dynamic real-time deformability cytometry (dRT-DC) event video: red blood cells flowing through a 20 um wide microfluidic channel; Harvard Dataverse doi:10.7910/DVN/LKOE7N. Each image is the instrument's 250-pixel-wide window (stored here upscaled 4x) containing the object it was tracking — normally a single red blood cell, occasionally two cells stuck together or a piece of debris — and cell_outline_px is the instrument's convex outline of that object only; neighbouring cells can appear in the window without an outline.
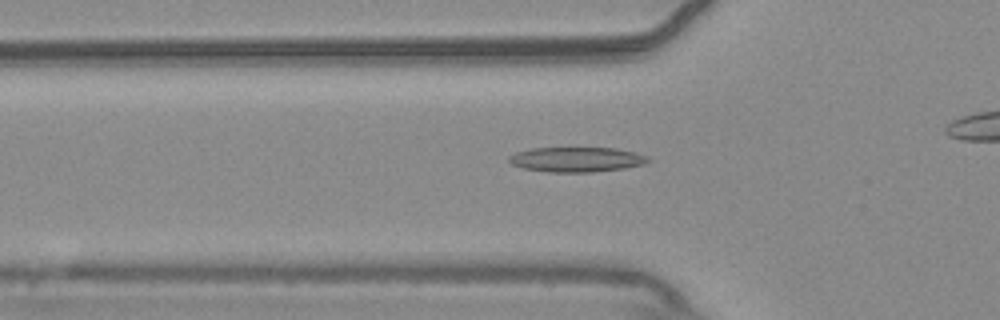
{"species": "common noctule bat (a hibernating species)", "species_latin": "Nyctalus noctula", "temperature_condition": "warm", "stored_images_in_passage": 45, "camera_frame_rate_fps": 3000, "um_per_image_px": 0.085, "animal": {"sex": "male", "body_mass_g": 20.4}, "frame": {"image": 1, "passage_image": 18, "time_ms": 5.667, "image_size_px": [1000, 320], "cell_outline_px": [[652, 160], [644, 164], [624, 168], [592, 172], [548, 172], [524, 168], [512, 164], [508, 160], [508, 156], [516, 152], [532, 148], [616, 148], [648, 156]], "centroid_in_image_um": [49.01, 13.55], "position_along_channel_um": 76.8, "area_um2": 20.11}}
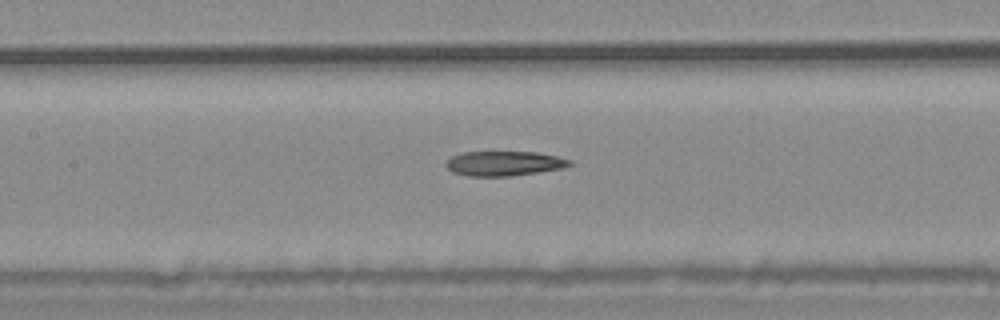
{"frame": {"image": 2, "passage_image": 25, "time_ms": 8.0, "image_size_px": [1000, 320], "cell_outline_px": [[572, 164], [564, 168], [512, 176], [468, 176], [452, 172], [444, 164], [452, 156], [464, 152], [536, 152], [556, 156], [572, 160]], "centroid_in_image_um": [42.86, 13.9], "position_along_channel_um": 164.5, "area_um2": 17.8}}
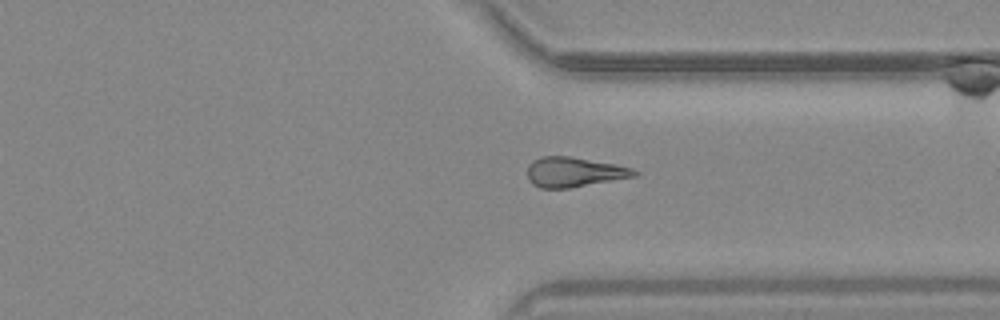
{"frame": {"image": 3, "passage_image": 41, "time_ms": 13.333, "image_size_px": [1000, 320], "cell_outline_px": [[640, 172], [636, 176], [572, 188], [540, 188], [532, 184], [528, 180], [528, 164], [532, 160], [540, 156], [568, 156], [616, 164], [632, 168]], "centroid_in_image_um": [48.79, 14.63], "position_along_channel_um": 362.6, "area_um2": 18.79}}